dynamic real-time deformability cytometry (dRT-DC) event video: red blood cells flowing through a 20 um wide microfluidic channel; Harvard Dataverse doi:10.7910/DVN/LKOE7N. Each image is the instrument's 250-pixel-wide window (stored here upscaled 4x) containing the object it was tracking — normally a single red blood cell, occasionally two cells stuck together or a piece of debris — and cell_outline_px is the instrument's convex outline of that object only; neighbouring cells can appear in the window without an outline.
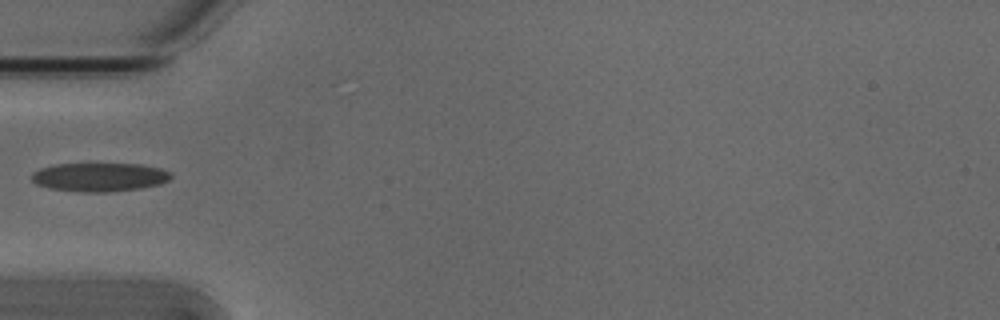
{"species": "Egyptian fruit bat (a non-hibernating species)", "species_latin": "Rousettus aegyptiacus", "temperature_condition": "cold", "stored_images_in_passage": 1, "camera_frame_rate_fps": 3000, "um_per_image_px": 0.085, "animal": {"sex": "male"}, "frame": {"image": 1, "passage_image": 1, "time_ms": 0.0, "image_size_px": [1000, 320], "cell_outline_px": [[172, 176], [168, 180], [160, 184], [140, 188], [112, 192], [80, 192], [48, 188], [36, 184], [32, 180], [32, 172], [40, 168], [52, 164], [88, 160], [140, 164], [160, 168], [172, 172]], "centroid_in_image_um": [8.42, 14.99], "position_along_channel_um": 76.6, "area_um2": 24.74}}